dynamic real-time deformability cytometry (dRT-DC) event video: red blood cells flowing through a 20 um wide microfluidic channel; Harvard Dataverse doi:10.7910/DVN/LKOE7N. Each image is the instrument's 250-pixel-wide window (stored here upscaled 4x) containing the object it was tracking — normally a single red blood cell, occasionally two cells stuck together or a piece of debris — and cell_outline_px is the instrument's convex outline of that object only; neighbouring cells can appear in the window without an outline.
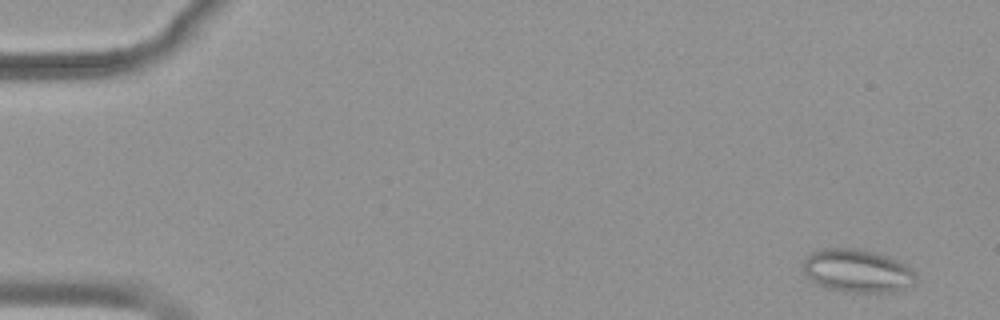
{"species": "common noctule bat (a hibernating species)", "species_latin": "Nyctalus noctula", "temperature_condition": "warm", "stored_images_in_passage": 54, "camera_frame_rate_fps": 3000, "um_per_image_px": 0.085, "animal": {"sex": "female", "body_mass_g": 19.9}, "frame": {"image": 1, "passage_image": 3, "time_ms": 0.667, "image_size_px": [1000, 320], "cell_outline_px": [[916, 284], [892, 292], [844, 292], [824, 288], [816, 284], [804, 272], [804, 256], [812, 252], [824, 248], [860, 248], [876, 252], [900, 260], [912, 268], [916, 272]], "centroid_in_image_um": [72.91, 23.01], "position_along_channel_um": 12.1, "area_um2": 28.9}}
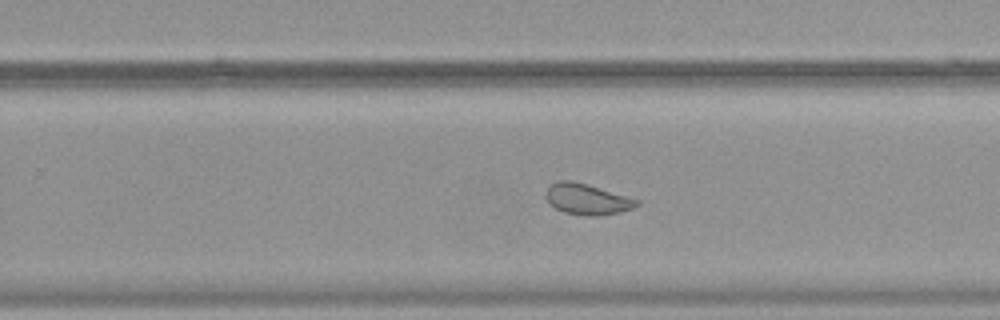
{"frame": {"image": 2, "passage_image": 35, "time_ms": 11.333, "image_size_px": [1000, 320], "cell_outline_px": [[640, 204], [632, 208], [620, 212], [592, 216], [588, 216], [564, 212], [548, 204], [544, 196], [544, 192], [552, 184], [560, 180], [572, 180], [640, 200]], "centroid_in_image_um": [49.86, 16.93], "position_along_channel_um": 279.9, "area_um2": 16.24}}
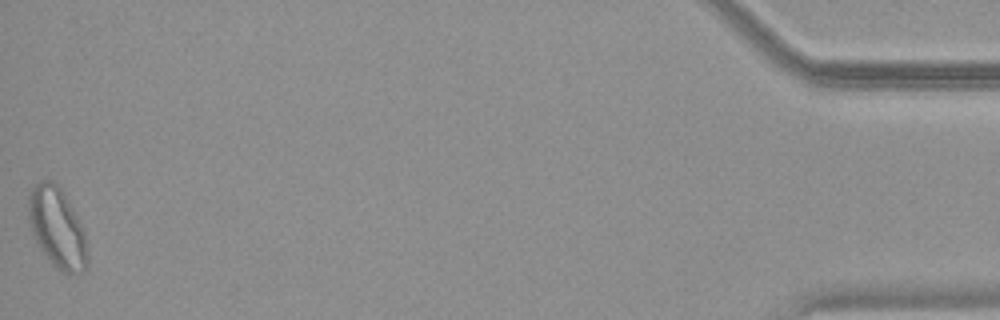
{"frame": {"image": 3, "passage_image": 54, "time_ms": 17.667, "image_size_px": [1000, 320], "cell_outline_px": [[88, 268], [84, 272], [72, 276], [64, 272], [52, 264], [40, 248], [32, 236], [28, 220], [28, 196], [32, 188], [40, 180], [52, 180], [60, 188], [68, 200], [84, 232], [88, 248]], "centroid_in_image_um": [4.86, 19.41], "position_along_channel_um": 430.3, "area_um2": 27.86}, "authors_computed_cell_mechanics": {"area_um2": 21.9062, "velocity_mm_per_s": 3.7885, "shape_relaxation_time_tau1_ms": null, "shape_relaxation_time_tau2_ms": 0.901, "deformation_change_tau1": null, "deformation_change_tau2": 0.0661}}